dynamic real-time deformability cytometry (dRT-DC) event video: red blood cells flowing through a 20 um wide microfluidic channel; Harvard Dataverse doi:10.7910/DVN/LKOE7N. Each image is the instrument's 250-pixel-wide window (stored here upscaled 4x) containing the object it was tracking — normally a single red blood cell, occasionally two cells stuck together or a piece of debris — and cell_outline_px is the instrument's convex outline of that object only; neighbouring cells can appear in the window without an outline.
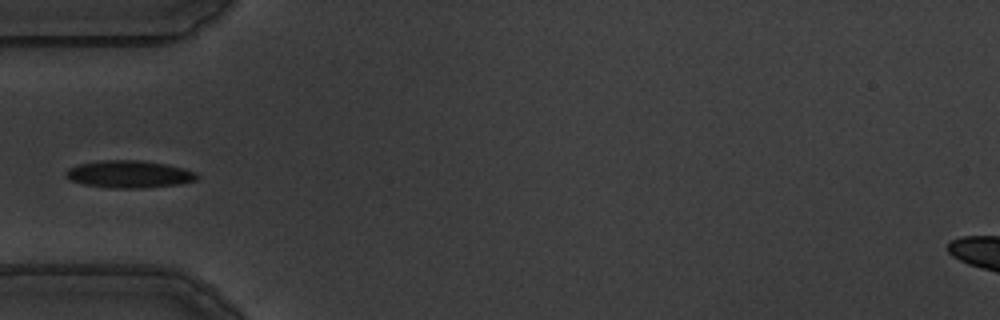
{"species": "common noctule bat (a hibernating species)", "species_latin": "Nyctalus noctula", "temperature_condition": "warm", "stored_images_in_passage": 39, "camera_frame_rate_fps": 3000, "um_per_image_px": 0.085, "animal": {"sex": "male", "body_mass_g": 19.5, "forearm_length_mm": 54.6}, "frame": {"image": 1, "passage_image": 1, "time_ms": 0.0, "image_size_px": [1000, 320], "cell_outline_px": [[200, 176], [196, 180], [180, 184], [144, 188], [112, 188], [84, 184], [72, 180], [64, 176], [64, 172], [68, 168], [80, 164], [100, 160], [140, 160], [164, 164], [184, 168], [196, 172]], "centroid_in_image_um": [10.99, 14.8], "position_along_channel_um": 74.0, "area_um2": 20.92}}
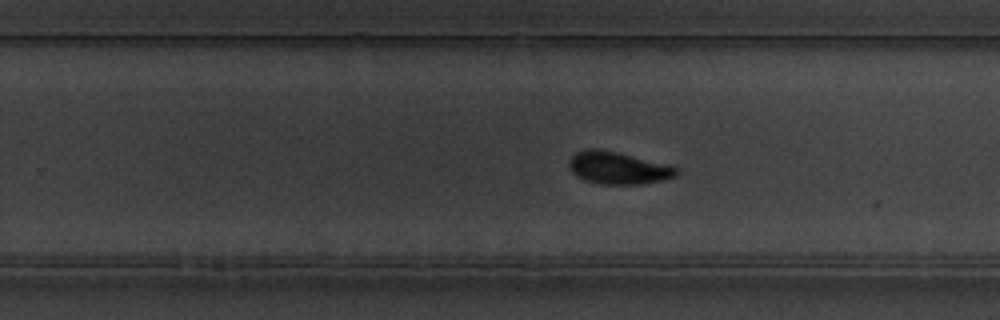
{"frame": {"image": 2, "passage_image": 18, "time_ms": 5.667, "image_size_px": [1000, 320], "cell_outline_px": [[680, 172], [676, 176], [644, 184], [600, 184], [584, 180], [576, 176], [572, 172], [568, 164], [568, 160], [576, 152], [584, 148], [596, 148], [616, 152], [676, 168]], "centroid_in_image_um": [52.44, 14.28], "position_along_channel_um": 277.4, "area_um2": 19.88}}
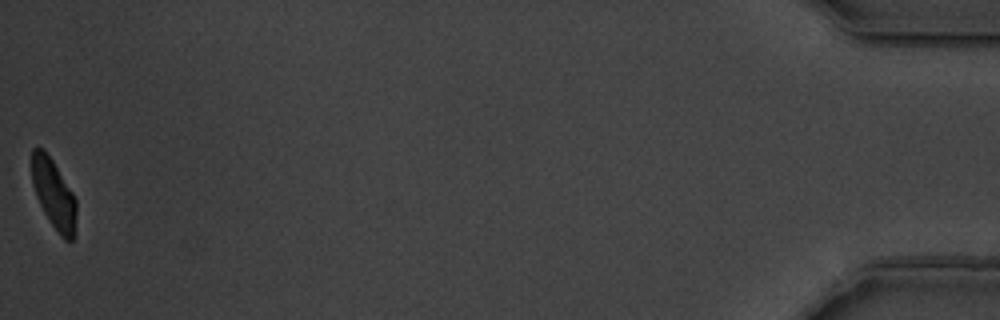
{"frame": {"image": 3, "passage_image": 39, "time_ms": 12.667, "image_size_px": [1000, 320], "cell_outline_px": [[76, 232], [72, 240], [64, 240], [60, 236], [44, 212], [36, 196], [32, 184], [32, 148], [44, 148], [52, 160], [72, 192], [76, 200]], "centroid_in_image_um": [4.58, 16.52], "position_along_channel_um": 430.6, "area_um2": 17.92}}